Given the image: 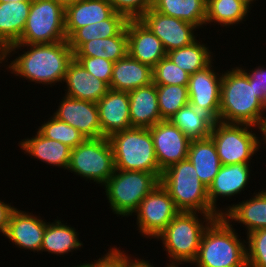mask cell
I'll return each instance as SVG.
<instances>
[{"instance_id":"cell-44","label":"cell","mask_w":266,"mask_h":267,"mask_svg":"<svg viewBox=\"0 0 266 267\" xmlns=\"http://www.w3.org/2000/svg\"><path fill=\"white\" fill-rule=\"evenodd\" d=\"M15 208L13 205L11 206V203L7 204L0 200V232L2 235L6 232L10 214Z\"/></svg>"},{"instance_id":"cell-28","label":"cell","mask_w":266,"mask_h":267,"mask_svg":"<svg viewBox=\"0 0 266 267\" xmlns=\"http://www.w3.org/2000/svg\"><path fill=\"white\" fill-rule=\"evenodd\" d=\"M62 222L64 221L58 219L54 222H47L40 253L48 252V254L63 256L78 251L83 246L76 228Z\"/></svg>"},{"instance_id":"cell-39","label":"cell","mask_w":266,"mask_h":267,"mask_svg":"<svg viewBox=\"0 0 266 267\" xmlns=\"http://www.w3.org/2000/svg\"><path fill=\"white\" fill-rule=\"evenodd\" d=\"M74 58L91 75L110 86L114 62L101 57L74 56Z\"/></svg>"},{"instance_id":"cell-46","label":"cell","mask_w":266,"mask_h":267,"mask_svg":"<svg viewBox=\"0 0 266 267\" xmlns=\"http://www.w3.org/2000/svg\"><path fill=\"white\" fill-rule=\"evenodd\" d=\"M58 4H60L64 9L68 7L69 5H72L77 0H54Z\"/></svg>"},{"instance_id":"cell-19","label":"cell","mask_w":266,"mask_h":267,"mask_svg":"<svg viewBox=\"0 0 266 267\" xmlns=\"http://www.w3.org/2000/svg\"><path fill=\"white\" fill-rule=\"evenodd\" d=\"M250 166V164L242 163L222 165L219 173L214 177L213 182L208 187V198L212 209L219 216H221V209L217 207V200L221 197L231 198L245 190L251 179Z\"/></svg>"},{"instance_id":"cell-34","label":"cell","mask_w":266,"mask_h":267,"mask_svg":"<svg viewBox=\"0 0 266 267\" xmlns=\"http://www.w3.org/2000/svg\"><path fill=\"white\" fill-rule=\"evenodd\" d=\"M166 56L189 75L209 66L214 60L209 47L202 40L191 45L172 50Z\"/></svg>"},{"instance_id":"cell-37","label":"cell","mask_w":266,"mask_h":267,"mask_svg":"<svg viewBox=\"0 0 266 267\" xmlns=\"http://www.w3.org/2000/svg\"><path fill=\"white\" fill-rule=\"evenodd\" d=\"M152 75L155 85H188L190 76L167 56L152 68Z\"/></svg>"},{"instance_id":"cell-10","label":"cell","mask_w":266,"mask_h":267,"mask_svg":"<svg viewBox=\"0 0 266 267\" xmlns=\"http://www.w3.org/2000/svg\"><path fill=\"white\" fill-rule=\"evenodd\" d=\"M65 9L54 0H33L20 40L16 44H51L67 40Z\"/></svg>"},{"instance_id":"cell-16","label":"cell","mask_w":266,"mask_h":267,"mask_svg":"<svg viewBox=\"0 0 266 267\" xmlns=\"http://www.w3.org/2000/svg\"><path fill=\"white\" fill-rule=\"evenodd\" d=\"M47 222L40 216L15 208L4 233L16 247L40 252Z\"/></svg>"},{"instance_id":"cell-3","label":"cell","mask_w":266,"mask_h":267,"mask_svg":"<svg viewBox=\"0 0 266 267\" xmlns=\"http://www.w3.org/2000/svg\"><path fill=\"white\" fill-rule=\"evenodd\" d=\"M246 240L239 238L233 224L223 216L214 219L204 230L197 267H247Z\"/></svg>"},{"instance_id":"cell-18","label":"cell","mask_w":266,"mask_h":267,"mask_svg":"<svg viewBox=\"0 0 266 267\" xmlns=\"http://www.w3.org/2000/svg\"><path fill=\"white\" fill-rule=\"evenodd\" d=\"M96 104L99 112L102 137H109L115 132L132 128L127 91L109 89Z\"/></svg>"},{"instance_id":"cell-21","label":"cell","mask_w":266,"mask_h":267,"mask_svg":"<svg viewBox=\"0 0 266 267\" xmlns=\"http://www.w3.org/2000/svg\"><path fill=\"white\" fill-rule=\"evenodd\" d=\"M261 190L253 193L247 200L221 208V216L229 223H240L241 226L243 224L247 230L246 234L266 228V190Z\"/></svg>"},{"instance_id":"cell-40","label":"cell","mask_w":266,"mask_h":267,"mask_svg":"<svg viewBox=\"0 0 266 267\" xmlns=\"http://www.w3.org/2000/svg\"><path fill=\"white\" fill-rule=\"evenodd\" d=\"M116 13L128 20L139 19L153 5V0H108Z\"/></svg>"},{"instance_id":"cell-43","label":"cell","mask_w":266,"mask_h":267,"mask_svg":"<svg viewBox=\"0 0 266 267\" xmlns=\"http://www.w3.org/2000/svg\"><path fill=\"white\" fill-rule=\"evenodd\" d=\"M132 256H129L126 251L119 250V267H155L153 266V262H149L142 258L132 259ZM165 267H171L168 264Z\"/></svg>"},{"instance_id":"cell-22","label":"cell","mask_w":266,"mask_h":267,"mask_svg":"<svg viewBox=\"0 0 266 267\" xmlns=\"http://www.w3.org/2000/svg\"><path fill=\"white\" fill-rule=\"evenodd\" d=\"M114 9L108 0H77L65 8L67 39L79 28L108 19Z\"/></svg>"},{"instance_id":"cell-14","label":"cell","mask_w":266,"mask_h":267,"mask_svg":"<svg viewBox=\"0 0 266 267\" xmlns=\"http://www.w3.org/2000/svg\"><path fill=\"white\" fill-rule=\"evenodd\" d=\"M159 169L187 159L191 139L169 120H162L149 128Z\"/></svg>"},{"instance_id":"cell-12","label":"cell","mask_w":266,"mask_h":267,"mask_svg":"<svg viewBox=\"0 0 266 267\" xmlns=\"http://www.w3.org/2000/svg\"><path fill=\"white\" fill-rule=\"evenodd\" d=\"M139 20L161 40L166 53L191 45L197 40L195 34L196 29H199L197 26L175 17L163 15L152 7Z\"/></svg>"},{"instance_id":"cell-26","label":"cell","mask_w":266,"mask_h":267,"mask_svg":"<svg viewBox=\"0 0 266 267\" xmlns=\"http://www.w3.org/2000/svg\"><path fill=\"white\" fill-rule=\"evenodd\" d=\"M152 82V68L127 54L114 62L109 89L129 92Z\"/></svg>"},{"instance_id":"cell-33","label":"cell","mask_w":266,"mask_h":267,"mask_svg":"<svg viewBox=\"0 0 266 267\" xmlns=\"http://www.w3.org/2000/svg\"><path fill=\"white\" fill-rule=\"evenodd\" d=\"M169 121L191 140L208 138L215 122L210 116L190 104L179 109Z\"/></svg>"},{"instance_id":"cell-24","label":"cell","mask_w":266,"mask_h":267,"mask_svg":"<svg viewBox=\"0 0 266 267\" xmlns=\"http://www.w3.org/2000/svg\"><path fill=\"white\" fill-rule=\"evenodd\" d=\"M32 1L0 2V55L23 33Z\"/></svg>"},{"instance_id":"cell-8","label":"cell","mask_w":266,"mask_h":267,"mask_svg":"<svg viewBox=\"0 0 266 267\" xmlns=\"http://www.w3.org/2000/svg\"><path fill=\"white\" fill-rule=\"evenodd\" d=\"M258 127L249 124L214 122L210 137L215 143L222 165L251 164L252 157L261 148Z\"/></svg>"},{"instance_id":"cell-42","label":"cell","mask_w":266,"mask_h":267,"mask_svg":"<svg viewBox=\"0 0 266 267\" xmlns=\"http://www.w3.org/2000/svg\"><path fill=\"white\" fill-rule=\"evenodd\" d=\"M263 66H256L254 69L246 70L245 72L248 75L250 80H253L254 86L257 88L259 93H264L266 97V67Z\"/></svg>"},{"instance_id":"cell-4","label":"cell","mask_w":266,"mask_h":267,"mask_svg":"<svg viewBox=\"0 0 266 267\" xmlns=\"http://www.w3.org/2000/svg\"><path fill=\"white\" fill-rule=\"evenodd\" d=\"M199 216L202 218H198ZM214 219L206 213L179 211L165 230L155 238L157 241L162 240V247L170 259L167 264L171 267L186 263L192 265L197 258L204 230Z\"/></svg>"},{"instance_id":"cell-9","label":"cell","mask_w":266,"mask_h":267,"mask_svg":"<svg viewBox=\"0 0 266 267\" xmlns=\"http://www.w3.org/2000/svg\"><path fill=\"white\" fill-rule=\"evenodd\" d=\"M67 170L103 187L115 171L113 149L108 137L85 139L71 149Z\"/></svg>"},{"instance_id":"cell-48","label":"cell","mask_w":266,"mask_h":267,"mask_svg":"<svg viewBox=\"0 0 266 267\" xmlns=\"http://www.w3.org/2000/svg\"><path fill=\"white\" fill-rule=\"evenodd\" d=\"M17 2V1H21V2H24V1H33V0H0V2H4V3H7V2Z\"/></svg>"},{"instance_id":"cell-30","label":"cell","mask_w":266,"mask_h":267,"mask_svg":"<svg viewBox=\"0 0 266 267\" xmlns=\"http://www.w3.org/2000/svg\"><path fill=\"white\" fill-rule=\"evenodd\" d=\"M207 0H153L152 8L157 12L175 17L204 28Z\"/></svg>"},{"instance_id":"cell-15","label":"cell","mask_w":266,"mask_h":267,"mask_svg":"<svg viewBox=\"0 0 266 267\" xmlns=\"http://www.w3.org/2000/svg\"><path fill=\"white\" fill-rule=\"evenodd\" d=\"M52 115L76 128L85 139L102 137L98 107L95 102L78 100L65 95Z\"/></svg>"},{"instance_id":"cell-49","label":"cell","mask_w":266,"mask_h":267,"mask_svg":"<svg viewBox=\"0 0 266 267\" xmlns=\"http://www.w3.org/2000/svg\"><path fill=\"white\" fill-rule=\"evenodd\" d=\"M69 267V266H67ZM72 267H82V263H80V265H76V266H72Z\"/></svg>"},{"instance_id":"cell-11","label":"cell","mask_w":266,"mask_h":267,"mask_svg":"<svg viewBox=\"0 0 266 267\" xmlns=\"http://www.w3.org/2000/svg\"><path fill=\"white\" fill-rule=\"evenodd\" d=\"M179 213L173 199L167 190L158 183L155 188L143 198L137 210L132 214L137 216V230L147 239L157 238L166 226Z\"/></svg>"},{"instance_id":"cell-17","label":"cell","mask_w":266,"mask_h":267,"mask_svg":"<svg viewBox=\"0 0 266 267\" xmlns=\"http://www.w3.org/2000/svg\"><path fill=\"white\" fill-rule=\"evenodd\" d=\"M128 54L135 60L153 68L166 51L161 40L155 36L139 19L128 20Z\"/></svg>"},{"instance_id":"cell-1","label":"cell","mask_w":266,"mask_h":267,"mask_svg":"<svg viewBox=\"0 0 266 267\" xmlns=\"http://www.w3.org/2000/svg\"><path fill=\"white\" fill-rule=\"evenodd\" d=\"M21 47H26L27 51L23 50V54L10 60V56L22 51ZM73 59L74 52L68 41L64 40L51 44H13L0 55V64L7 62L6 69L16 77L52 87L59 82L64 84L68 65Z\"/></svg>"},{"instance_id":"cell-45","label":"cell","mask_w":266,"mask_h":267,"mask_svg":"<svg viewBox=\"0 0 266 267\" xmlns=\"http://www.w3.org/2000/svg\"><path fill=\"white\" fill-rule=\"evenodd\" d=\"M266 115H264L262 117V120H261V123L259 124L258 126V129L261 131L259 136H262V137H259V138H262V139H259L261 142L263 140V144L266 145Z\"/></svg>"},{"instance_id":"cell-31","label":"cell","mask_w":266,"mask_h":267,"mask_svg":"<svg viewBox=\"0 0 266 267\" xmlns=\"http://www.w3.org/2000/svg\"><path fill=\"white\" fill-rule=\"evenodd\" d=\"M128 54L126 27L116 36L85 42L74 56L101 57L116 62Z\"/></svg>"},{"instance_id":"cell-47","label":"cell","mask_w":266,"mask_h":267,"mask_svg":"<svg viewBox=\"0 0 266 267\" xmlns=\"http://www.w3.org/2000/svg\"><path fill=\"white\" fill-rule=\"evenodd\" d=\"M244 4H246L250 9L252 7V4H254V2L256 0H241Z\"/></svg>"},{"instance_id":"cell-29","label":"cell","mask_w":266,"mask_h":267,"mask_svg":"<svg viewBox=\"0 0 266 267\" xmlns=\"http://www.w3.org/2000/svg\"><path fill=\"white\" fill-rule=\"evenodd\" d=\"M127 22L128 19L124 15L114 12L104 21L77 29L67 41L75 53L85 42L118 35L126 27Z\"/></svg>"},{"instance_id":"cell-5","label":"cell","mask_w":266,"mask_h":267,"mask_svg":"<svg viewBox=\"0 0 266 267\" xmlns=\"http://www.w3.org/2000/svg\"><path fill=\"white\" fill-rule=\"evenodd\" d=\"M160 183L179 211L206 213L215 219L220 217L210 205L208 188L199 180L196 169L188 159L163 171Z\"/></svg>"},{"instance_id":"cell-13","label":"cell","mask_w":266,"mask_h":267,"mask_svg":"<svg viewBox=\"0 0 266 267\" xmlns=\"http://www.w3.org/2000/svg\"><path fill=\"white\" fill-rule=\"evenodd\" d=\"M213 62L206 68L189 76L187 85L189 104L219 121L222 74L216 72Z\"/></svg>"},{"instance_id":"cell-7","label":"cell","mask_w":266,"mask_h":267,"mask_svg":"<svg viewBox=\"0 0 266 267\" xmlns=\"http://www.w3.org/2000/svg\"><path fill=\"white\" fill-rule=\"evenodd\" d=\"M158 183L153 173L115 169L103 186L112 212L117 217H129Z\"/></svg>"},{"instance_id":"cell-32","label":"cell","mask_w":266,"mask_h":267,"mask_svg":"<svg viewBox=\"0 0 266 267\" xmlns=\"http://www.w3.org/2000/svg\"><path fill=\"white\" fill-rule=\"evenodd\" d=\"M250 10L241 0H207L205 26L211 23L226 28L240 25L246 21L244 19H247Z\"/></svg>"},{"instance_id":"cell-20","label":"cell","mask_w":266,"mask_h":267,"mask_svg":"<svg viewBox=\"0 0 266 267\" xmlns=\"http://www.w3.org/2000/svg\"><path fill=\"white\" fill-rule=\"evenodd\" d=\"M64 82V95L78 100L97 103L109 90L104 81L91 75L75 58L68 65Z\"/></svg>"},{"instance_id":"cell-6","label":"cell","mask_w":266,"mask_h":267,"mask_svg":"<svg viewBox=\"0 0 266 267\" xmlns=\"http://www.w3.org/2000/svg\"><path fill=\"white\" fill-rule=\"evenodd\" d=\"M113 149L115 169L153 173L159 180V169L149 128L132 127L108 137Z\"/></svg>"},{"instance_id":"cell-36","label":"cell","mask_w":266,"mask_h":267,"mask_svg":"<svg viewBox=\"0 0 266 267\" xmlns=\"http://www.w3.org/2000/svg\"><path fill=\"white\" fill-rule=\"evenodd\" d=\"M45 138L59 141L71 149L81 144L85 137L74 127L63 122L53 115L43 122L37 130Z\"/></svg>"},{"instance_id":"cell-27","label":"cell","mask_w":266,"mask_h":267,"mask_svg":"<svg viewBox=\"0 0 266 267\" xmlns=\"http://www.w3.org/2000/svg\"><path fill=\"white\" fill-rule=\"evenodd\" d=\"M187 159L196 169L199 180L208 188L222 166L212 138L191 140Z\"/></svg>"},{"instance_id":"cell-38","label":"cell","mask_w":266,"mask_h":267,"mask_svg":"<svg viewBox=\"0 0 266 267\" xmlns=\"http://www.w3.org/2000/svg\"><path fill=\"white\" fill-rule=\"evenodd\" d=\"M247 267H266V228L246 236Z\"/></svg>"},{"instance_id":"cell-23","label":"cell","mask_w":266,"mask_h":267,"mask_svg":"<svg viewBox=\"0 0 266 267\" xmlns=\"http://www.w3.org/2000/svg\"><path fill=\"white\" fill-rule=\"evenodd\" d=\"M128 95L132 127L150 128L162 121L156 85L153 82L129 91Z\"/></svg>"},{"instance_id":"cell-35","label":"cell","mask_w":266,"mask_h":267,"mask_svg":"<svg viewBox=\"0 0 266 267\" xmlns=\"http://www.w3.org/2000/svg\"><path fill=\"white\" fill-rule=\"evenodd\" d=\"M156 91L162 120H169L189 104L187 85H156Z\"/></svg>"},{"instance_id":"cell-41","label":"cell","mask_w":266,"mask_h":267,"mask_svg":"<svg viewBox=\"0 0 266 267\" xmlns=\"http://www.w3.org/2000/svg\"><path fill=\"white\" fill-rule=\"evenodd\" d=\"M109 247L108 252L91 263H83L82 267H119V248Z\"/></svg>"},{"instance_id":"cell-2","label":"cell","mask_w":266,"mask_h":267,"mask_svg":"<svg viewBox=\"0 0 266 267\" xmlns=\"http://www.w3.org/2000/svg\"><path fill=\"white\" fill-rule=\"evenodd\" d=\"M242 67L223 71L219 121L258 127L266 113V97L258 92Z\"/></svg>"},{"instance_id":"cell-25","label":"cell","mask_w":266,"mask_h":267,"mask_svg":"<svg viewBox=\"0 0 266 267\" xmlns=\"http://www.w3.org/2000/svg\"><path fill=\"white\" fill-rule=\"evenodd\" d=\"M19 147L24 154L34 157L47 165L66 170L70 162L71 148L49 138H45L38 131L35 136L19 141Z\"/></svg>"}]
</instances>
